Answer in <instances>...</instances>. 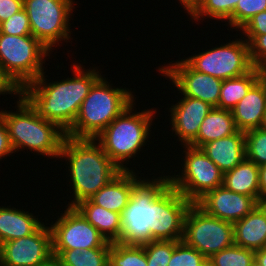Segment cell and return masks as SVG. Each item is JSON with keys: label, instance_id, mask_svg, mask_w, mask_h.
Wrapping results in <instances>:
<instances>
[{"label": "cell", "instance_id": "obj_1", "mask_svg": "<svg viewBox=\"0 0 266 266\" xmlns=\"http://www.w3.org/2000/svg\"><path fill=\"white\" fill-rule=\"evenodd\" d=\"M152 179L143 178L133 187L120 214L121 232L116 243L182 240L184 218L192 203L170 184L169 175Z\"/></svg>", "mask_w": 266, "mask_h": 266}, {"label": "cell", "instance_id": "obj_2", "mask_svg": "<svg viewBox=\"0 0 266 266\" xmlns=\"http://www.w3.org/2000/svg\"><path fill=\"white\" fill-rule=\"evenodd\" d=\"M72 68V78L46 83L47 78L43 72L21 89V95L40 117L56 123L65 132L75 122L80 105L90 88L102 76L94 67L84 70L81 64L73 63Z\"/></svg>", "mask_w": 266, "mask_h": 266}, {"label": "cell", "instance_id": "obj_3", "mask_svg": "<svg viewBox=\"0 0 266 266\" xmlns=\"http://www.w3.org/2000/svg\"><path fill=\"white\" fill-rule=\"evenodd\" d=\"M59 158L69 161L72 181L69 186H72L74 199L66 207H75L90 199L122 171L95 139L66 136Z\"/></svg>", "mask_w": 266, "mask_h": 266}, {"label": "cell", "instance_id": "obj_4", "mask_svg": "<svg viewBox=\"0 0 266 266\" xmlns=\"http://www.w3.org/2000/svg\"><path fill=\"white\" fill-rule=\"evenodd\" d=\"M18 100L16 112L0 111L14 151L28 147L38 155L58 158L66 132L56 123L40 117L22 95Z\"/></svg>", "mask_w": 266, "mask_h": 266}, {"label": "cell", "instance_id": "obj_5", "mask_svg": "<svg viewBox=\"0 0 266 266\" xmlns=\"http://www.w3.org/2000/svg\"><path fill=\"white\" fill-rule=\"evenodd\" d=\"M109 84L102 76L93 84L66 136L94 139L134 103V96L129 89L112 88Z\"/></svg>", "mask_w": 266, "mask_h": 266}, {"label": "cell", "instance_id": "obj_6", "mask_svg": "<svg viewBox=\"0 0 266 266\" xmlns=\"http://www.w3.org/2000/svg\"><path fill=\"white\" fill-rule=\"evenodd\" d=\"M133 107L132 103L94 138L122 171L130 170L124 163L136 157L141 147L146 145V140L150 136L152 117H155L153 114L157 110L145 109L133 113Z\"/></svg>", "mask_w": 266, "mask_h": 266}, {"label": "cell", "instance_id": "obj_7", "mask_svg": "<svg viewBox=\"0 0 266 266\" xmlns=\"http://www.w3.org/2000/svg\"><path fill=\"white\" fill-rule=\"evenodd\" d=\"M49 53L33 35L0 33V66L20 89L43 73L44 58Z\"/></svg>", "mask_w": 266, "mask_h": 266}, {"label": "cell", "instance_id": "obj_8", "mask_svg": "<svg viewBox=\"0 0 266 266\" xmlns=\"http://www.w3.org/2000/svg\"><path fill=\"white\" fill-rule=\"evenodd\" d=\"M182 240L205 258L234 245L233 224L207 214L192 203L184 218Z\"/></svg>", "mask_w": 266, "mask_h": 266}, {"label": "cell", "instance_id": "obj_9", "mask_svg": "<svg viewBox=\"0 0 266 266\" xmlns=\"http://www.w3.org/2000/svg\"><path fill=\"white\" fill-rule=\"evenodd\" d=\"M73 4V0H23L32 35L49 51L60 45L59 41L70 39Z\"/></svg>", "mask_w": 266, "mask_h": 266}, {"label": "cell", "instance_id": "obj_10", "mask_svg": "<svg viewBox=\"0 0 266 266\" xmlns=\"http://www.w3.org/2000/svg\"><path fill=\"white\" fill-rule=\"evenodd\" d=\"M185 148L181 175L169 176L170 184L191 203L223 185V172L200 148ZM187 150V151H186Z\"/></svg>", "mask_w": 266, "mask_h": 266}, {"label": "cell", "instance_id": "obj_11", "mask_svg": "<svg viewBox=\"0 0 266 266\" xmlns=\"http://www.w3.org/2000/svg\"><path fill=\"white\" fill-rule=\"evenodd\" d=\"M184 60L194 70L221 80L242 76L254 68L249 44L243 39L216 46Z\"/></svg>", "mask_w": 266, "mask_h": 266}, {"label": "cell", "instance_id": "obj_12", "mask_svg": "<svg viewBox=\"0 0 266 266\" xmlns=\"http://www.w3.org/2000/svg\"><path fill=\"white\" fill-rule=\"evenodd\" d=\"M52 249L110 248L111 242L75 208L68 207L50 224Z\"/></svg>", "mask_w": 266, "mask_h": 266}, {"label": "cell", "instance_id": "obj_13", "mask_svg": "<svg viewBox=\"0 0 266 266\" xmlns=\"http://www.w3.org/2000/svg\"><path fill=\"white\" fill-rule=\"evenodd\" d=\"M171 63L158 70L172 81L181 95L218 107L223 80L194 70L184 59Z\"/></svg>", "mask_w": 266, "mask_h": 266}, {"label": "cell", "instance_id": "obj_14", "mask_svg": "<svg viewBox=\"0 0 266 266\" xmlns=\"http://www.w3.org/2000/svg\"><path fill=\"white\" fill-rule=\"evenodd\" d=\"M52 257L51 230L44 223L33 234L0 245V266H37Z\"/></svg>", "mask_w": 266, "mask_h": 266}, {"label": "cell", "instance_id": "obj_15", "mask_svg": "<svg viewBox=\"0 0 266 266\" xmlns=\"http://www.w3.org/2000/svg\"><path fill=\"white\" fill-rule=\"evenodd\" d=\"M196 204L207 214L234 224L249 214L259 202L251 196L230 191L222 185L207 192Z\"/></svg>", "mask_w": 266, "mask_h": 266}, {"label": "cell", "instance_id": "obj_16", "mask_svg": "<svg viewBox=\"0 0 266 266\" xmlns=\"http://www.w3.org/2000/svg\"><path fill=\"white\" fill-rule=\"evenodd\" d=\"M212 108L210 104L188 96H183L169 108L172 132L182 145L189 146L196 139L200 124Z\"/></svg>", "mask_w": 266, "mask_h": 266}, {"label": "cell", "instance_id": "obj_17", "mask_svg": "<svg viewBox=\"0 0 266 266\" xmlns=\"http://www.w3.org/2000/svg\"><path fill=\"white\" fill-rule=\"evenodd\" d=\"M266 110V79L262 76L231 110L236 127L246 132L260 128Z\"/></svg>", "mask_w": 266, "mask_h": 266}, {"label": "cell", "instance_id": "obj_18", "mask_svg": "<svg viewBox=\"0 0 266 266\" xmlns=\"http://www.w3.org/2000/svg\"><path fill=\"white\" fill-rule=\"evenodd\" d=\"M134 170L121 171L90 200L107 210L122 213L127 206L133 187L141 180Z\"/></svg>", "mask_w": 266, "mask_h": 266}, {"label": "cell", "instance_id": "obj_19", "mask_svg": "<svg viewBox=\"0 0 266 266\" xmlns=\"http://www.w3.org/2000/svg\"><path fill=\"white\" fill-rule=\"evenodd\" d=\"M200 149L225 173L246 158L245 132L238 130L232 135L203 144Z\"/></svg>", "mask_w": 266, "mask_h": 266}, {"label": "cell", "instance_id": "obj_20", "mask_svg": "<svg viewBox=\"0 0 266 266\" xmlns=\"http://www.w3.org/2000/svg\"><path fill=\"white\" fill-rule=\"evenodd\" d=\"M233 227L235 245L254 251L266 247V203H259Z\"/></svg>", "mask_w": 266, "mask_h": 266}, {"label": "cell", "instance_id": "obj_21", "mask_svg": "<svg viewBox=\"0 0 266 266\" xmlns=\"http://www.w3.org/2000/svg\"><path fill=\"white\" fill-rule=\"evenodd\" d=\"M0 206V245L33 234L43 223L28 211Z\"/></svg>", "mask_w": 266, "mask_h": 266}, {"label": "cell", "instance_id": "obj_22", "mask_svg": "<svg viewBox=\"0 0 266 266\" xmlns=\"http://www.w3.org/2000/svg\"><path fill=\"white\" fill-rule=\"evenodd\" d=\"M237 131L232 111L213 107L200 124L196 139L189 146L200 148L203 144L227 137Z\"/></svg>", "mask_w": 266, "mask_h": 266}, {"label": "cell", "instance_id": "obj_23", "mask_svg": "<svg viewBox=\"0 0 266 266\" xmlns=\"http://www.w3.org/2000/svg\"><path fill=\"white\" fill-rule=\"evenodd\" d=\"M223 186L230 191L251 196L260 203L259 167L247 158L223 173Z\"/></svg>", "mask_w": 266, "mask_h": 266}, {"label": "cell", "instance_id": "obj_24", "mask_svg": "<svg viewBox=\"0 0 266 266\" xmlns=\"http://www.w3.org/2000/svg\"><path fill=\"white\" fill-rule=\"evenodd\" d=\"M75 208L91 223L108 242H116L121 232L120 213L94 204L90 199L78 203Z\"/></svg>", "mask_w": 266, "mask_h": 266}, {"label": "cell", "instance_id": "obj_25", "mask_svg": "<svg viewBox=\"0 0 266 266\" xmlns=\"http://www.w3.org/2000/svg\"><path fill=\"white\" fill-rule=\"evenodd\" d=\"M262 76V69L254 67L242 76L223 80L217 108L232 110Z\"/></svg>", "mask_w": 266, "mask_h": 266}, {"label": "cell", "instance_id": "obj_26", "mask_svg": "<svg viewBox=\"0 0 266 266\" xmlns=\"http://www.w3.org/2000/svg\"><path fill=\"white\" fill-rule=\"evenodd\" d=\"M109 249H52V251L62 266H109Z\"/></svg>", "mask_w": 266, "mask_h": 266}, {"label": "cell", "instance_id": "obj_27", "mask_svg": "<svg viewBox=\"0 0 266 266\" xmlns=\"http://www.w3.org/2000/svg\"><path fill=\"white\" fill-rule=\"evenodd\" d=\"M239 0H200L198 5L189 14L193 20H204L205 17L227 20L233 27V11Z\"/></svg>", "mask_w": 266, "mask_h": 266}, {"label": "cell", "instance_id": "obj_28", "mask_svg": "<svg viewBox=\"0 0 266 266\" xmlns=\"http://www.w3.org/2000/svg\"><path fill=\"white\" fill-rule=\"evenodd\" d=\"M109 266H148L142 245H125L112 242L109 249Z\"/></svg>", "mask_w": 266, "mask_h": 266}, {"label": "cell", "instance_id": "obj_29", "mask_svg": "<svg viewBox=\"0 0 266 266\" xmlns=\"http://www.w3.org/2000/svg\"><path fill=\"white\" fill-rule=\"evenodd\" d=\"M255 251L232 245L209 258L210 266H251Z\"/></svg>", "mask_w": 266, "mask_h": 266}, {"label": "cell", "instance_id": "obj_30", "mask_svg": "<svg viewBox=\"0 0 266 266\" xmlns=\"http://www.w3.org/2000/svg\"><path fill=\"white\" fill-rule=\"evenodd\" d=\"M246 158L258 167L266 164V131L261 128L245 132Z\"/></svg>", "mask_w": 266, "mask_h": 266}, {"label": "cell", "instance_id": "obj_31", "mask_svg": "<svg viewBox=\"0 0 266 266\" xmlns=\"http://www.w3.org/2000/svg\"><path fill=\"white\" fill-rule=\"evenodd\" d=\"M168 266H210V263L199 251L180 240L175 241Z\"/></svg>", "mask_w": 266, "mask_h": 266}, {"label": "cell", "instance_id": "obj_32", "mask_svg": "<svg viewBox=\"0 0 266 266\" xmlns=\"http://www.w3.org/2000/svg\"><path fill=\"white\" fill-rule=\"evenodd\" d=\"M145 250L148 266H168L175 241L156 240L142 245Z\"/></svg>", "mask_w": 266, "mask_h": 266}, {"label": "cell", "instance_id": "obj_33", "mask_svg": "<svg viewBox=\"0 0 266 266\" xmlns=\"http://www.w3.org/2000/svg\"><path fill=\"white\" fill-rule=\"evenodd\" d=\"M266 10V0H239L233 11V28L241 29L254 15Z\"/></svg>", "mask_w": 266, "mask_h": 266}, {"label": "cell", "instance_id": "obj_34", "mask_svg": "<svg viewBox=\"0 0 266 266\" xmlns=\"http://www.w3.org/2000/svg\"><path fill=\"white\" fill-rule=\"evenodd\" d=\"M0 33L16 36L32 35L29 17L25 9L23 8L0 23Z\"/></svg>", "mask_w": 266, "mask_h": 266}, {"label": "cell", "instance_id": "obj_35", "mask_svg": "<svg viewBox=\"0 0 266 266\" xmlns=\"http://www.w3.org/2000/svg\"><path fill=\"white\" fill-rule=\"evenodd\" d=\"M245 41L249 44L250 59L256 68L266 67V34L245 35Z\"/></svg>", "mask_w": 266, "mask_h": 266}, {"label": "cell", "instance_id": "obj_36", "mask_svg": "<svg viewBox=\"0 0 266 266\" xmlns=\"http://www.w3.org/2000/svg\"><path fill=\"white\" fill-rule=\"evenodd\" d=\"M240 30L243 35L266 34V10L254 15Z\"/></svg>", "mask_w": 266, "mask_h": 266}, {"label": "cell", "instance_id": "obj_37", "mask_svg": "<svg viewBox=\"0 0 266 266\" xmlns=\"http://www.w3.org/2000/svg\"><path fill=\"white\" fill-rule=\"evenodd\" d=\"M23 9V0H0V23Z\"/></svg>", "mask_w": 266, "mask_h": 266}, {"label": "cell", "instance_id": "obj_38", "mask_svg": "<svg viewBox=\"0 0 266 266\" xmlns=\"http://www.w3.org/2000/svg\"><path fill=\"white\" fill-rule=\"evenodd\" d=\"M10 153H15L13 146L10 141V136L8 134L7 127L0 117V159L2 160L4 156L11 155ZM3 157V158H1Z\"/></svg>", "mask_w": 266, "mask_h": 266}, {"label": "cell", "instance_id": "obj_39", "mask_svg": "<svg viewBox=\"0 0 266 266\" xmlns=\"http://www.w3.org/2000/svg\"><path fill=\"white\" fill-rule=\"evenodd\" d=\"M13 94L21 95V89L15 84V82L5 73L0 66V95L1 94Z\"/></svg>", "mask_w": 266, "mask_h": 266}, {"label": "cell", "instance_id": "obj_40", "mask_svg": "<svg viewBox=\"0 0 266 266\" xmlns=\"http://www.w3.org/2000/svg\"><path fill=\"white\" fill-rule=\"evenodd\" d=\"M260 203H266V164L259 166Z\"/></svg>", "mask_w": 266, "mask_h": 266}, {"label": "cell", "instance_id": "obj_41", "mask_svg": "<svg viewBox=\"0 0 266 266\" xmlns=\"http://www.w3.org/2000/svg\"><path fill=\"white\" fill-rule=\"evenodd\" d=\"M183 5L184 9L187 10V13L190 14L194 8L198 5L200 0H179Z\"/></svg>", "mask_w": 266, "mask_h": 266}, {"label": "cell", "instance_id": "obj_42", "mask_svg": "<svg viewBox=\"0 0 266 266\" xmlns=\"http://www.w3.org/2000/svg\"><path fill=\"white\" fill-rule=\"evenodd\" d=\"M255 259L263 266H266V247L255 251Z\"/></svg>", "mask_w": 266, "mask_h": 266}, {"label": "cell", "instance_id": "obj_43", "mask_svg": "<svg viewBox=\"0 0 266 266\" xmlns=\"http://www.w3.org/2000/svg\"><path fill=\"white\" fill-rule=\"evenodd\" d=\"M37 266H62L56 256H53L48 261Z\"/></svg>", "mask_w": 266, "mask_h": 266}, {"label": "cell", "instance_id": "obj_44", "mask_svg": "<svg viewBox=\"0 0 266 266\" xmlns=\"http://www.w3.org/2000/svg\"><path fill=\"white\" fill-rule=\"evenodd\" d=\"M260 128L262 130L266 131V110H265L264 117H263L262 124H261Z\"/></svg>", "mask_w": 266, "mask_h": 266}, {"label": "cell", "instance_id": "obj_45", "mask_svg": "<svg viewBox=\"0 0 266 266\" xmlns=\"http://www.w3.org/2000/svg\"><path fill=\"white\" fill-rule=\"evenodd\" d=\"M251 266H263L256 259L252 262Z\"/></svg>", "mask_w": 266, "mask_h": 266}, {"label": "cell", "instance_id": "obj_46", "mask_svg": "<svg viewBox=\"0 0 266 266\" xmlns=\"http://www.w3.org/2000/svg\"><path fill=\"white\" fill-rule=\"evenodd\" d=\"M262 72H263V77L266 79V67H264V68L262 69Z\"/></svg>", "mask_w": 266, "mask_h": 266}]
</instances>
